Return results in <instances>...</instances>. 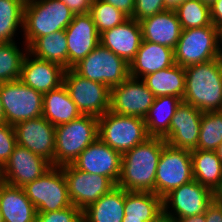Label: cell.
Segmentation results:
<instances>
[{
	"label": "cell",
	"instance_id": "25",
	"mask_svg": "<svg viewBox=\"0 0 222 222\" xmlns=\"http://www.w3.org/2000/svg\"><path fill=\"white\" fill-rule=\"evenodd\" d=\"M126 192L116 185L82 211L83 222H122Z\"/></svg>",
	"mask_w": 222,
	"mask_h": 222
},
{
	"label": "cell",
	"instance_id": "36",
	"mask_svg": "<svg viewBox=\"0 0 222 222\" xmlns=\"http://www.w3.org/2000/svg\"><path fill=\"white\" fill-rule=\"evenodd\" d=\"M90 15L99 34L123 24L129 17L109 3L93 0Z\"/></svg>",
	"mask_w": 222,
	"mask_h": 222
},
{
	"label": "cell",
	"instance_id": "6",
	"mask_svg": "<svg viewBox=\"0 0 222 222\" xmlns=\"http://www.w3.org/2000/svg\"><path fill=\"white\" fill-rule=\"evenodd\" d=\"M77 74L110 89L130 76L129 63L101 43L72 68Z\"/></svg>",
	"mask_w": 222,
	"mask_h": 222
},
{
	"label": "cell",
	"instance_id": "54",
	"mask_svg": "<svg viewBox=\"0 0 222 222\" xmlns=\"http://www.w3.org/2000/svg\"><path fill=\"white\" fill-rule=\"evenodd\" d=\"M0 222H3V218H2L1 212H0Z\"/></svg>",
	"mask_w": 222,
	"mask_h": 222
},
{
	"label": "cell",
	"instance_id": "42",
	"mask_svg": "<svg viewBox=\"0 0 222 222\" xmlns=\"http://www.w3.org/2000/svg\"><path fill=\"white\" fill-rule=\"evenodd\" d=\"M206 222H222V206L212 201L205 211Z\"/></svg>",
	"mask_w": 222,
	"mask_h": 222
},
{
	"label": "cell",
	"instance_id": "31",
	"mask_svg": "<svg viewBox=\"0 0 222 222\" xmlns=\"http://www.w3.org/2000/svg\"><path fill=\"white\" fill-rule=\"evenodd\" d=\"M190 152L194 180L213 191L222 179V162L217 152L200 149Z\"/></svg>",
	"mask_w": 222,
	"mask_h": 222
},
{
	"label": "cell",
	"instance_id": "9",
	"mask_svg": "<svg viewBox=\"0 0 222 222\" xmlns=\"http://www.w3.org/2000/svg\"><path fill=\"white\" fill-rule=\"evenodd\" d=\"M216 58H219L217 30L213 24L181 31L174 49L175 64L185 68L194 64L209 62Z\"/></svg>",
	"mask_w": 222,
	"mask_h": 222
},
{
	"label": "cell",
	"instance_id": "46",
	"mask_svg": "<svg viewBox=\"0 0 222 222\" xmlns=\"http://www.w3.org/2000/svg\"><path fill=\"white\" fill-rule=\"evenodd\" d=\"M177 222H206L205 213L176 219Z\"/></svg>",
	"mask_w": 222,
	"mask_h": 222
},
{
	"label": "cell",
	"instance_id": "28",
	"mask_svg": "<svg viewBox=\"0 0 222 222\" xmlns=\"http://www.w3.org/2000/svg\"><path fill=\"white\" fill-rule=\"evenodd\" d=\"M161 210L162 198L155 193L127 191L122 222H151Z\"/></svg>",
	"mask_w": 222,
	"mask_h": 222
},
{
	"label": "cell",
	"instance_id": "34",
	"mask_svg": "<svg viewBox=\"0 0 222 222\" xmlns=\"http://www.w3.org/2000/svg\"><path fill=\"white\" fill-rule=\"evenodd\" d=\"M182 30L201 28L212 24L210 6L201 0H186L174 10Z\"/></svg>",
	"mask_w": 222,
	"mask_h": 222
},
{
	"label": "cell",
	"instance_id": "48",
	"mask_svg": "<svg viewBox=\"0 0 222 222\" xmlns=\"http://www.w3.org/2000/svg\"><path fill=\"white\" fill-rule=\"evenodd\" d=\"M164 6L167 10H175L179 4L186 0H163Z\"/></svg>",
	"mask_w": 222,
	"mask_h": 222
},
{
	"label": "cell",
	"instance_id": "16",
	"mask_svg": "<svg viewBox=\"0 0 222 222\" xmlns=\"http://www.w3.org/2000/svg\"><path fill=\"white\" fill-rule=\"evenodd\" d=\"M81 171L108 177L117 185L121 175L122 154L97 138L72 163Z\"/></svg>",
	"mask_w": 222,
	"mask_h": 222
},
{
	"label": "cell",
	"instance_id": "27",
	"mask_svg": "<svg viewBox=\"0 0 222 222\" xmlns=\"http://www.w3.org/2000/svg\"><path fill=\"white\" fill-rule=\"evenodd\" d=\"M142 80L155 97L175 96L183 99L185 69L178 64L148 74Z\"/></svg>",
	"mask_w": 222,
	"mask_h": 222
},
{
	"label": "cell",
	"instance_id": "21",
	"mask_svg": "<svg viewBox=\"0 0 222 222\" xmlns=\"http://www.w3.org/2000/svg\"><path fill=\"white\" fill-rule=\"evenodd\" d=\"M142 40L140 23L132 18L100 34V43L129 64L135 58Z\"/></svg>",
	"mask_w": 222,
	"mask_h": 222
},
{
	"label": "cell",
	"instance_id": "24",
	"mask_svg": "<svg viewBox=\"0 0 222 222\" xmlns=\"http://www.w3.org/2000/svg\"><path fill=\"white\" fill-rule=\"evenodd\" d=\"M0 212L3 222H36L37 210L23 188L0 185Z\"/></svg>",
	"mask_w": 222,
	"mask_h": 222
},
{
	"label": "cell",
	"instance_id": "19",
	"mask_svg": "<svg viewBox=\"0 0 222 222\" xmlns=\"http://www.w3.org/2000/svg\"><path fill=\"white\" fill-rule=\"evenodd\" d=\"M64 31L68 42V69H72L100 44V34L90 13L74 14Z\"/></svg>",
	"mask_w": 222,
	"mask_h": 222
},
{
	"label": "cell",
	"instance_id": "51",
	"mask_svg": "<svg viewBox=\"0 0 222 222\" xmlns=\"http://www.w3.org/2000/svg\"><path fill=\"white\" fill-rule=\"evenodd\" d=\"M4 183L3 166L0 164V185Z\"/></svg>",
	"mask_w": 222,
	"mask_h": 222
},
{
	"label": "cell",
	"instance_id": "23",
	"mask_svg": "<svg viewBox=\"0 0 222 222\" xmlns=\"http://www.w3.org/2000/svg\"><path fill=\"white\" fill-rule=\"evenodd\" d=\"M175 64L174 50L165 45L142 40L135 58L130 62V76L142 79Z\"/></svg>",
	"mask_w": 222,
	"mask_h": 222
},
{
	"label": "cell",
	"instance_id": "35",
	"mask_svg": "<svg viewBox=\"0 0 222 222\" xmlns=\"http://www.w3.org/2000/svg\"><path fill=\"white\" fill-rule=\"evenodd\" d=\"M222 143V111L204 112L197 149L216 151Z\"/></svg>",
	"mask_w": 222,
	"mask_h": 222
},
{
	"label": "cell",
	"instance_id": "29",
	"mask_svg": "<svg viewBox=\"0 0 222 222\" xmlns=\"http://www.w3.org/2000/svg\"><path fill=\"white\" fill-rule=\"evenodd\" d=\"M181 102L182 99L175 96L155 97L153 105L144 118L150 137L163 138L168 133L171 119Z\"/></svg>",
	"mask_w": 222,
	"mask_h": 222
},
{
	"label": "cell",
	"instance_id": "52",
	"mask_svg": "<svg viewBox=\"0 0 222 222\" xmlns=\"http://www.w3.org/2000/svg\"><path fill=\"white\" fill-rule=\"evenodd\" d=\"M203 3L207 4V5H211L213 4L216 0H201Z\"/></svg>",
	"mask_w": 222,
	"mask_h": 222
},
{
	"label": "cell",
	"instance_id": "17",
	"mask_svg": "<svg viewBox=\"0 0 222 222\" xmlns=\"http://www.w3.org/2000/svg\"><path fill=\"white\" fill-rule=\"evenodd\" d=\"M202 114L201 110L182 101L171 119L169 131L163 139L174 148L189 151L197 149Z\"/></svg>",
	"mask_w": 222,
	"mask_h": 222
},
{
	"label": "cell",
	"instance_id": "32",
	"mask_svg": "<svg viewBox=\"0 0 222 222\" xmlns=\"http://www.w3.org/2000/svg\"><path fill=\"white\" fill-rule=\"evenodd\" d=\"M24 6L20 0H0V43L14 42L17 30L23 29Z\"/></svg>",
	"mask_w": 222,
	"mask_h": 222
},
{
	"label": "cell",
	"instance_id": "20",
	"mask_svg": "<svg viewBox=\"0 0 222 222\" xmlns=\"http://www.w3.org/2000/svg\"><path fill=\"white\" fill-rule=\"evenodd\" d=\"M65 71L62 66L37 58L28 52L19 80L44 94L63 84Z\"/></svg>",
	"mask_w": 222,
	"mask_h": 222
},
{
	"label": "cell",
	"instance_id": "26",
	"mask_svg": "<svg viewBox=\"0 0 222 222\" xmlns=\"http://www.w3.org/2000/svg\"><path fill=\"white\" fill-rule=\"evenodd\" d=\"M64 84L43 94V117L55 127L81 116Z\"/></svg>",
	"mask_w": 222,
	"mask_h": 222
},
{
	"label": "cell",
	"instance_id": "45",
	"mask_svg": "<svg viewBox=\"0 0 222 222\" xmlns=\"http://www.w3.org/2000/svg\"><path fill=\"white\" fill-rule=\"evenodd\" d=\"M151 222H177L176 218L166 213L164 210L155 217Z\"/></svg>",
	"mask_w": 222,
	"mask_h": 222
},
{
	"label": "cell",
	"instance_id": "13",
	"mask_svg": "<svg viewBox=\"0 0 222 222\" xmlns=\"http://www.w3.org/2000/svg\"><path fill=\"white\" fill-rule=\"evenodd\" d=\"M155 96L140 78L129 76L111 88L110 110L118 115L145 118Z\"/></svg>",
	"mask_w": 222,
	"mask_h": 222
},
{
	"label": "cell",
	"instance_id": "2",
	"mask_svg": "<svg viewBox=\"0 0 222 222\" xmlns=\"http://www.w3.org/2000/svg\"><path fill=\"white\" fill-rule=\"evenodd\" d=\"M182 101L204 112L222 111V60L187 66Z\"/></svg>",
	"mask_w": 222,
	"mask_h": 222
},
{
	"label": "cell",
	"instance_id": "22",
	"mask_svg": "<svg viewBox=\"0 0 222 222\" xmlns=\"http://www.w3.org/2000/svg\"><path fill=\"white\" fill-rule=\"evenodd\" d=\"M142 39L175 49L181 35V25L174 10H165L139 21Z\"/></svg>",
	"mask_w": 222,
	"mask_h": 222
},
{
	"label": "cell",
	"instance_id": "12",
	"mask_svg": "<svg viewBox=\"0 0 222 222\" xmlns=\"http://www.w3.org/2000/svg\"><path fill=\"white\" fill-rule=\"evenodd\" d=\"M61 168L67 181L71 203L81 211L116 186L108 177L89 174L76 169L72 164Z\"/></svg>",
	"mask_w": 222,
	"mask_h": 222
},
{
	"label": "cell",
	"instance_id": "44",
	"mask_svg": "<svg viewBox=\"0 0 222 222\" xmlns=\"http://www.w3.org/2000/svg\"><path fill=\"white\" fill-rule=\"evenodd\" d=\"M213 201L222 206V179L212 191Z\"/></svg>",
	"mask_w": 222,
	"mask_h": 222
},
{
	"label": "cell",
	"instance_id": "5",
	"mask_svg": "<svg viewBox=\"0 0 222 222\" xmlns=\"http://www.w3.org/2000/svg\"><path fill=\"white\" fill-rule=\"evenodd\" d=\"M98 130V138L121 154L150 137L143 118L118 115L111 110L98 117Z\"/></svg>",
	"mask_w": 222,
	"mask_h": 222
},
{
	"label": "cell",
	"instance_id": "40",
	"mask_svg": "<svg viewBox=\"0 0 222 222\" xmlns=\"http://www.w3.org/2000/svg\"><path fill=\"white\" fill-rule=\"evenodd\" d=\"M62 1L73 14L89 13L93 0H59Z\"/></svg>",
	"mask_w": 222,
	"mask_h": 222
},
{
	"label": "cell",
	"instance_id": "33",
	"mask_svg": "<svg viewBox=\"0 0 222 222\" xmlns=\"http://www.w3.org/2000/svg\"><path fill=\"white\" fill-rule=\"evenodd\" d=\"M15 42L0 43V83L20 78L22 65L28 53V47L23 42L25 48L21 50Z\"/></svg>",
	"mask_w": 222,
	"mask_h": 222
},
{
	"label": "cell",
	"instance_id": "47",
	"mask_svg": "<svg viewBox=\"0 0 222 222\" xmlns=\"http://www.w3.org/2000/svg\"><path fill=\"white\" fill-rule=\"evenodd\" d=\"M218 57L222 60V25L216 27Z\"/></svg>",
	"mask_w": 222,
	"mask_h": 222
},
{
	"label": "cell",
	"instance_id": "49",
	"mask_svg": "<svg viewBox=\"0 0 222 222\" xmlns=\"http://www.w3.org/2000/svg\"><path fill=\"white\" fill-rule=\"evenodd\" d=\"M5 122H6V120H5V115H4L2 102H1V96H0V124H3Z\"/></svg>",
	"mask_w": 222,
	"mask_h": 222
},
{
	"label": "cell",
	"instance_id": "4",
	"mask_svg": "<svg viewBox=\"0 0 222 222\" xmlns=\"http://www.w3.org/2000/svg\"><path fill=\"white\" fill-rule=\"evenodd\" d=\"M98 137V117L93 115H81L69 123L56 126L55 166L72 164Z\"/></svg>",
	"mask_w": 222,
	"mask_h": 222
},
{
	"label": "cell",
	"instance_id": "10",
	"mask_svg": "<svg viewBox=\"0 0 222 222\" xmlns=\"http://www.w3.org/2000/svg\"><path fill=\"white\" fill-rule=\"evenodd\" d=\"M65 88L82 115L100 117L110 110L111 89L68 69L64 74Z\"/></svg>",
	"mask_w": 222,
	"mask_h": 222
},
{
	"label": "cell",
	"instance_id": "41",
	"mask_svg": "<svg viewBox=\"0 0 222 222\" xmlns=\"http://www.w3.org/2000/svg\"><path fill=\"white\" fill-rule=\"evenodd\" d=\"M106 3L111 4L116 7L124 14H126L129 18L132 17L133 12L135 10V0H100Z\"/></svg>",
	"mask_w": 222,
	"mask_h": 222
},
{
	"label": "cell",
	"instance_id": "7",
	"mask_svg": "<svg viewBox=\"0 0 222 222\" xmlns=\"http://www.w3.org/2000/svg\"><path fill=\"white\" fill-rule=\"evenodd\" d=\"M0 96L5 120L9 125L14 126L43 115V94L19 79L0 83Z\"/></svg>",
	"mask_w": 222,
	"mask_h": 222
},
{
	"label": "cell",
	"instance_id": "37",
	"mask_svg": "<svg viewBox=\"0 0 222 222\" xmlns=\"http://www.w3.org/2000/svg\"><path fill=\"white\" fill-rule=\"evenodd\" d=\"M36 222H83V212L74 205L53 212H37Z\"/></svg>",
	"mask_w": 222,
	"mask_h": 222
},
{
	"label": "cell",
	"instance_id": "39",
	"mask_svg": "<svg viewBox=\"0 0 222 222\" xmlns=\"http://www.w3.org/2000/svg\"><path fill=\"white\" fill-rule=\"evenodd\" d=\"M165 10L163 0H135V10L131 18L140 21Z\"/></svg>",
	"mask_w": 222,
	"mask_h": 222
},
{
	"label": "cell",
	"instance_id": "1",
	"mask_svg": "<svg viewBox=\"0 0 222 222\" xmlns=\"http://www.w3.org/2000/svg\"><path fill=\"white\" fill-rule=\"evenodd\" d=\"M161 137H149L145 142L122 154L118 187L130 192L155 193V179L161 151L166 145Z\"/></svg>",
	"mask_w": 222,
	"mask_h": 222
},
{
	"label": "cell",
	"instance_id": "43",
	"mask_svg": "<svg viewBox=\"0 0 222 222\" xmlns=\"http://www.w3.org/2000/svg\"><path fill=\"white\" fill-rule=\"evenodd\" d=\"M210 18L215 27L222 25V0H216L210 5Z\"/></svg>",
	"mask_w": 222,
	"mask_h": 222
},
{
	"label": "cell",
	"instance_id": "15",
	"mask_svg": "<svg viewBox=\"0 0 222 222\" xmlns=\"http://www.w3.org/2000/svg\"><path fill=\"white\" fill-rule=\"evenodd\" d=\"M18 145L26 147L55 166L56 127L43 116L13 126Z\"/></svg>",
	"mask_w": 222,
	"mask_h": 222
},
{
	"label": "cell",
	"instance_id": "11",
	"mask_svg": "<svg viewBox=\"0 0 222 222\" xmlns=\"http://www.w3.org/2000/svg\"><path fill=\"white\" fill-rule=\"evenodd\" d=\"M193 179L191 152L166 144L156 170L155 194L163 198Z\"/></svg>",
	"mask_w": 222,
	"mask_h": 222
},
{
	"label": "cell",
	"instance_id": "38",
	"mask_svg": "<svg viewBox=\"0 0 222 222\" xmlns=\"http://www.w3.org/2000/svg\"><path fill=\"white\" fill-rule=\"evenodd\" d=\"M16 145L14 127L6 122L0 124V164L2 166L9 160Z\"/></svg>",
	"mask_w": 222,
	"mask_h": 222
},
{
	"label": "cell",
	"instance_id": "30",
	"mask_svg": "<svg viewBox=\"0 0 222 222\" xmlns=\"http://www.w3.org/2000/svg\"><path fill=\"white\" fill-rule=\"evenodd\" d=\"M65 31H57L35 39L28 52L33 56L56 63L68 70V49Z\"/></svg>",
	"mask_w": 222,
	"mask_h": 222
},
{
	"label": "cell",
	"instance_id": "3",
	"mask_svg": "<svg viewBox=\"0 0 222 222\" xmlns=\"http://www.w3.org/2000/svg\"><path fill=\"white\" fill-rule=\"evenodd\" d=\"M73 12L59 0H32L24 6L23 33L27 47L37 38L65 30Z\"/></svg>",
	"mask_w": 222,
	"mask_h": 222
},
{
	"label": "cell",
	"instance_id": "18",
	"mask_svg": "<svg viewBox=\"0 0 222 222\" xmlns=\"http://www.w3.org/2000/svg\"><path fill=\"white\" fill-rule=\"evenodd\" d=\"M51 167L52 164L46 159L17 144L3 166L4 182L22 188L42 176Z\"/></svg>",
	"mask_w": 222,
	"mask_h": 222
},
{
	"label": "cell",
	"instance_id": "8",
	"mask_svg": "<svg viewBox=\"0 0 222 222\" xmlns=\"http://www.w3.org/2000/svg\"><path fill=\"white\" fill-rule=\"evenodd\" d=\"M22 188L37 212H53L72 205L61 167L52 166L42 176Z\"/></svg>",
	"mask_w": 222,
	"mask_h": 222
},
{
	"label": "cell",
	"instance_id": "53",
	"mask_svg": "<svg viewBox=\"0 0 222 222\" xmlns=\"http://www.w3.org/2000/svg\"><path fill=\"white\" fill-rule=\"evenodd\" d=\"M20 1H22L24 4H27V3L31 2L32 0H20Z\"/></svg>",
	"mask_w": 222,
	"mask_h": 222
},
{
	"label": "cell",
	"instance_id": "14",
	"mask_svg": "<svg viewBox=\"0 0 222 222\" xmlns=\"http://www.w3.org/2000/svg\"><path fill=\"white\" fill-rule=\"evenodd\" d=\"M212 201V190L193 179L165 195L162 206L166 213L178 219L205 213Z\"/></svg>",
	"mask_w": 222,
	"mask_h": 222
},
{
	"label": "cell",
	"instance_id": "50",
	"mask_svg": "<svg viewBox=\"0 0 222 222\" xmlns=\"http://www.w3.org/2000/svg\"><path fill=\"white\" fill-rule=\"evenodd\" d=\"M217 155H218V158L221 160L222 162V143L218 146L217 150Z\"/></svg>",
	"mask_w": 222,
	"mask_h": 222
}]
</instances>
